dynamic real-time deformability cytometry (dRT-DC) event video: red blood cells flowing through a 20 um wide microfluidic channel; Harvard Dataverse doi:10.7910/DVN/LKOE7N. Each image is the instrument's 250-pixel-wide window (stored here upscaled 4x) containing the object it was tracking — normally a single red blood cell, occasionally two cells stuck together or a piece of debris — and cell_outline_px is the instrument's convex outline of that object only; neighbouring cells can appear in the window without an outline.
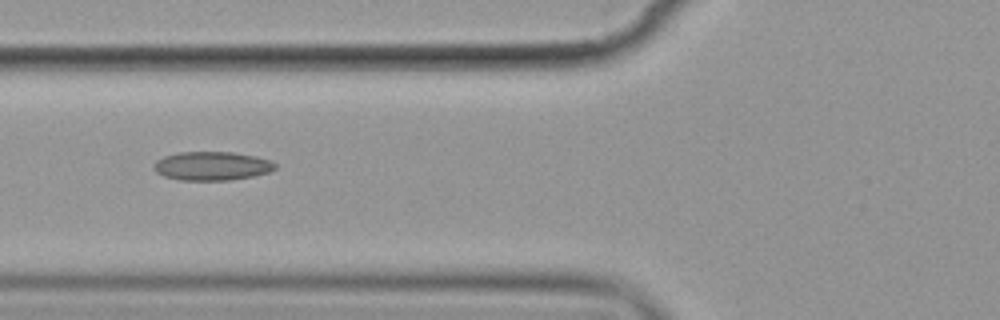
{"species": "common noctule bat (a hibernating species)", "species_latin": "Nyctalus noctula", "temperature_condition": "cold", "stored_images_in_passage": 13, "camera_frame_rate_fps": 3000, "um_per_image_px": 0.085, "animal": {"sex": "female", "body_mass_g": 19.9}, "frame": {"image": 1, "passage_image": 4, "time_ms": 3.667, "image_size_px": [1000, 320], "cell_outline_px": [[276, 168], [268, 172], [252, 176], [228, 180], [180, 180], [164, 176], [156, 172], [152, 168], [152, 164], [156, 160], [164, 156], [180, 152], [232, 152], [256, 156], [268, 160], [276, 164]], "centroid_in_image_um": [17.96, 14.1], "position_along_channel_um": 107.8, "area_um2": 20.29}}
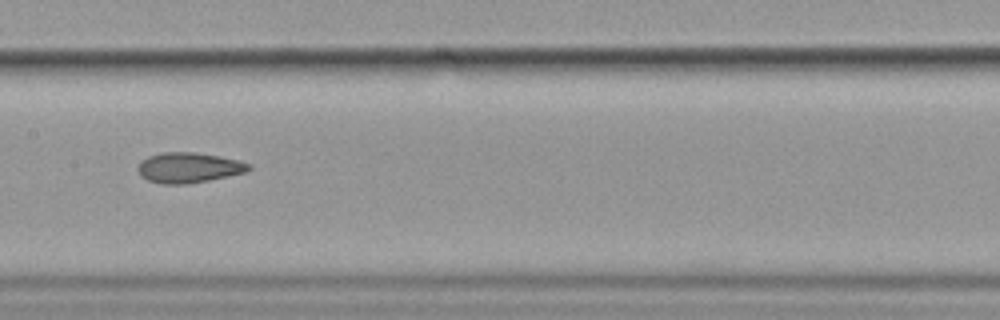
{"frame": {"image": 2, "passage_image": 6, "time_ms": 6.0, "image_size_px": [1000, 320], "cell_outline_px": [[252, 168], [244, 172], [228, 176], [188, 184], [160, 184], [148, 180], [140, 176], [136, 168], [140, 160], [148, 156], [160, 152], [196, 152], [240, 160], [252, 164]], "centroid_in_image_um": [16.0, 14.24], "position_along_channel_um": 191.4, "area_um2": 19.83}}
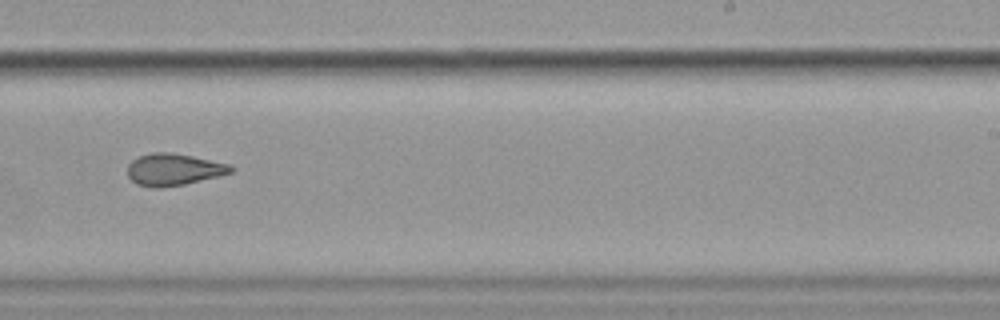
{"frame": {"image": 3, "passage_image": 8, "time_ms": 8.333, "image_size_px": [1000, 320], "cell_outline_px": [[236, 168], [232, 172], [184, 184], [160, 188], [152, 188], [136, 184], [128, 176], [128, 164], [132, 160], [140, 156], [152, 152], [168, 152], [192, 156], [228, 164]], "centroid_in_image_um": [14.72, 14.41], "position_along_channel_um": 274.3, "area_um2": 19.02}, "authors_computed_cell_mechanics": {"area_um2": 20.2878, "velocity_mm_per_s": 3.5811, "shape_relaxation_time_tau1_ms": 3.9899, "shape_relaxation_time_tau2_ms": 1.4959, "deformation_change_tau1": 0.0998, "deformation_change_tau2": 0.0742}}